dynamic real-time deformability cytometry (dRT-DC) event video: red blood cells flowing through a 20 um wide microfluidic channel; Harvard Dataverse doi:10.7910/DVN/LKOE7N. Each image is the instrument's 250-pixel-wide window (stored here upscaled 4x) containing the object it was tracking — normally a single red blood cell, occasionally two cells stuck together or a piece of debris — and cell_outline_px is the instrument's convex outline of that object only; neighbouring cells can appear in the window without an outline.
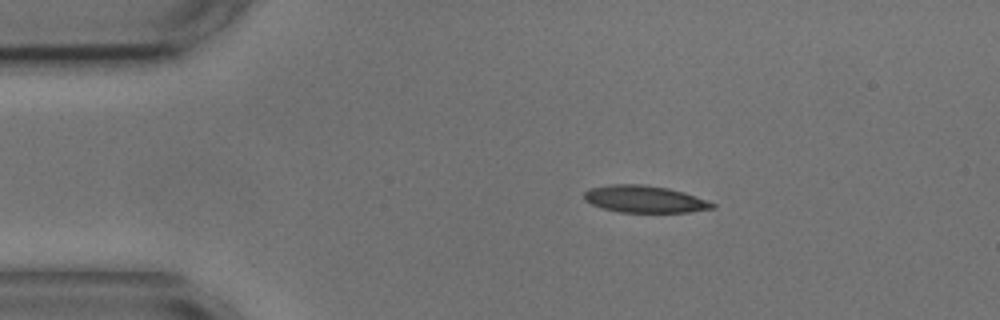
{"species": "common noctule bat (a hibernating species)", "species_latin": "Nyctalus noctula", "temperature_condition": "cold", "stored_images_in_passage": 2, "camera_frame_rate_fps": 3000, "um_per_image_px": 0.085, "animal": {"sex": "male", "body_mass_g": 17.9, "forearm_length_mm": 54.2}, "frame": {"image": 1, "passage_image": 1, "time_ms": 0.0, "image_size_px": [1000, 320], "cell_outline_px": [[716, 208], [688, 212], [620, 212], [604, 208], [592, 204], [584, 200], [584, 192], [588, 188], [612, 184], [644, 184], [668, 188], [684, 192], [716, 204]], "centroid_in_image_um": [54.78, 16.92], "position_along_channel_um": 30.2, "area_um2": 20.17}}